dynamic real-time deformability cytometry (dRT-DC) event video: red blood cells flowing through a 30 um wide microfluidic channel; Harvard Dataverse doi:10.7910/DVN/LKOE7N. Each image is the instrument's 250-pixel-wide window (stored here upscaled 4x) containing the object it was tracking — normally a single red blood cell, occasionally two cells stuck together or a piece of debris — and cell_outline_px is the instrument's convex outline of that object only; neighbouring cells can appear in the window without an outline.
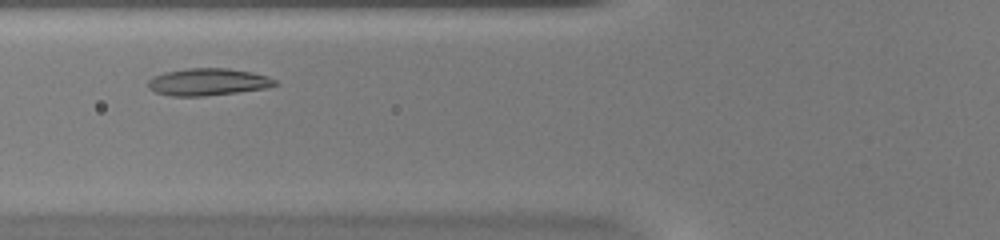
{"species": "common noctule bat (a hibernating species)", "species_latin": "Nyctalus noctula", "temperature_condition": "warm", "stored_images_in_passage": 31, "camera_frame_rate_fps": 3000, "um_per_image_px": 0.085, "animal": {"sex": "female", "body_mass_g": 20.0, "forearm_length_mm": 54.0}, "frame": {"image": 1, "passage_image": 7, "time_ms": 2.0, "image_size_px": [1000, 240], "cell_outline_px": [[276, 84], [268, 88], [204, 96], [172, 96], [156, 92], [148, 88], [148, 80], [152, 76], [168, 72], [188, 68], [228, 68], [252, 72], [268, 76], [276, 80]], "centroid_in_image_um": [17.68, 6.96], "position_along_channel_um": 108.1, "area_um2": 20.0}}
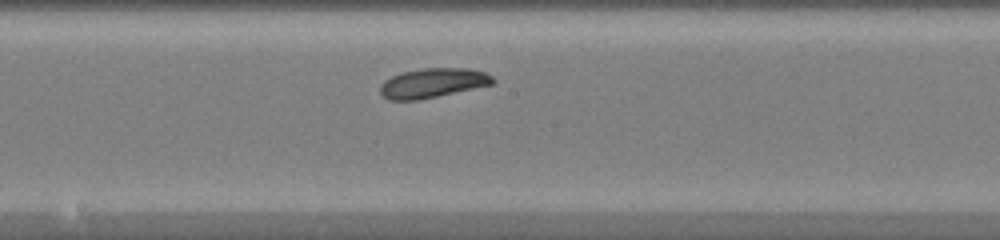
{"frame": {"image": 2, "passage_image": 15, "time_ms": 4.667, "image_size_px": [1000, 240], "cell_outline_px": [[496, 80], [492, 84], [420, 100], [388, 100], [380, 92], [380, 84], [384, 80], [400, 72], [424, 68], [468, 68], [484, 72], [492, 76]], "centroid_in_image_um": [36.76, 7.05], "position_along_channel_um": 211.4, "area_um2": 19.36}}
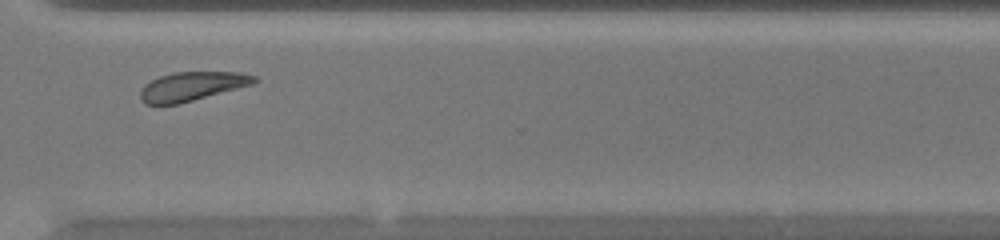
{"frame": {"image": 3, "passage_image": 26, "time_ms": 8.333, "image_size_px": [1000, 240], "cell_outline_px": [[256, 80], [252, 84], [180, 104], [144, 104], [140, 100], [140, 92], [144, 84], [160, 76], [176, 72], [240, 72], [256, 76]], "centroid_in_image_um": [16.28, 7.34], "position_along_channel_um": 354.3, "area_um2": 19.07}, "authors_computed_cell_mechanics": {"area_um2": 19.4208, "velocity_mm_per_s": 3.8812, "shape_relaxation_time_tau1_ms": 2.6967, "shape_relaxation_time_tau2_ms": null, "deformation_change_tau1": 0.0775, "deformation_change_tau2": null}}